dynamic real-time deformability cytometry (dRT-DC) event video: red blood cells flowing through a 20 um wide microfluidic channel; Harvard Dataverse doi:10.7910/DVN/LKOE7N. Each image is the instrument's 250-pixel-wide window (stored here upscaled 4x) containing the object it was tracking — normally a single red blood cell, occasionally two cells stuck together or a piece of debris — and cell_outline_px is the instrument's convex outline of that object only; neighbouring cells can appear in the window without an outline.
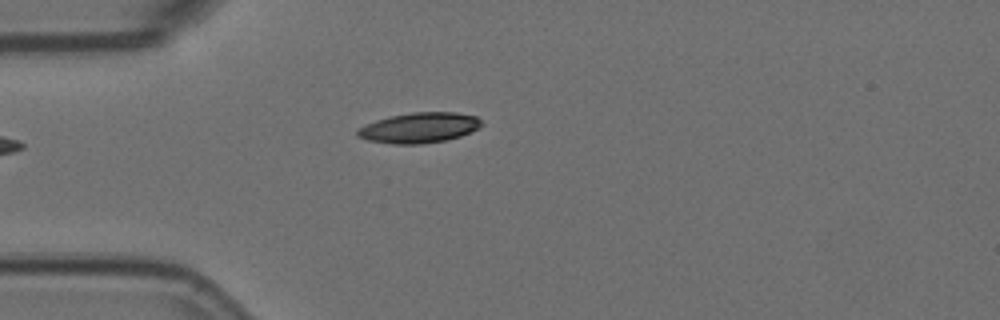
{"species": "Egyptian fruit bat (a non-hibernating species)", "species_latin": "Rousettus aegyptiacus", "temperature_condition": "room temperature", "stored_images_in_passage": 5, "camera_frame_rate_fps": 3000, "um_per_image_px": 0.085, "animal": {"sex": "female"}, "frame": {"image": 1, "passage_image": 5, "time_ms": 1.333, "image_size_px": [1000, 320], "cell_outline_px": [[484, 124], [460, 136], [444, 140], [420, 144], [392, 144], [368, 140], [356, 136], [356, 128], [376, 120], [388, 116], [412, 112], [456, 112], [476, 116]], "centroid_in_image_um": [35.58, 10.85], "position_along_channel_um": 49.4, "area_um2": 21.91}}